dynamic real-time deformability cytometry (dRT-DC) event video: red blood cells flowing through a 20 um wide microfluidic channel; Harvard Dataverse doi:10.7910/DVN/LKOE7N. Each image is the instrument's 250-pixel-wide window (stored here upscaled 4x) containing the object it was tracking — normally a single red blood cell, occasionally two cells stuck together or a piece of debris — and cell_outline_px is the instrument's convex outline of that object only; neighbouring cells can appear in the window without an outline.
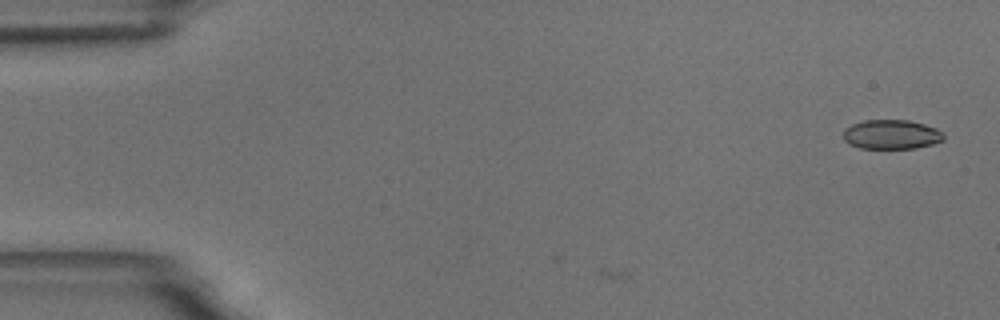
{"species": "common noctule bat (a hibernating species)", "species_latin": "Nyctalus noctula", "temperature_condition": "room temperature", "stored_images_in_passage": 2, "camera_frame_rate_fps": 3000, "um_per_image_px": 0.085, "animal": {"sex": "male", "body_mass_g": 18.8}, "frame": {"image": 1, "passage_image": 2, "time_ms": 0.333, "image_size_px": [1000, 320], "cell_outline_px": [[944, 140], [932, 144], [916, 148], [860, 148], [848, 144], [844, 140], [844, 128], [852, 124], [864, 120], [908, 120], [924, 124], [936, 128], [944, 132]], "centroid_in_image_um": [75.77, 11.42], "position_along_channel_um": 9.2, "area_um2": 17.28}}